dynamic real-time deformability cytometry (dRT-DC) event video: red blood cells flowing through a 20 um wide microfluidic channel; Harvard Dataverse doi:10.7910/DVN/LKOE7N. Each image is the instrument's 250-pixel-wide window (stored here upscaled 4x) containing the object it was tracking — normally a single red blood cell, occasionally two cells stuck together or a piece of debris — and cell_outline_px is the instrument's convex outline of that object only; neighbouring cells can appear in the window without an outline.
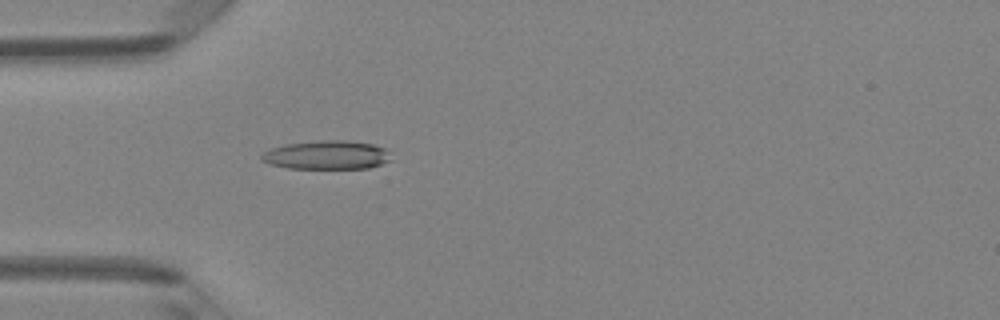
{"species": "Egyptian fruit bat (a non-hibernating species)", "species_latin": "Rousettus aegyptiacus", "temperature_condition": "room temperature", "stored_images_in_passage": 48, "camera_frame_rate_fps": 3000, "um_per_image_px": 0.085, "animal": {"sex": "female"}, "frame": {"image": 1, "passage_image": 15, "time_ms": 4.667, "image_size_px": [1000, 320], "cell_outline_px": [[392, 160], [368, 168], [288, 168], [268, 164], [260, 160], [260, 156], [264, 152], [272, 148], [288, 144], [320, 140], [344, 140], [372, 144], [388, 148]], "centroid_in_image_um": [27.8, 13.17], "position_along_channel_um": 57.2, "area_um2": 21.73}}
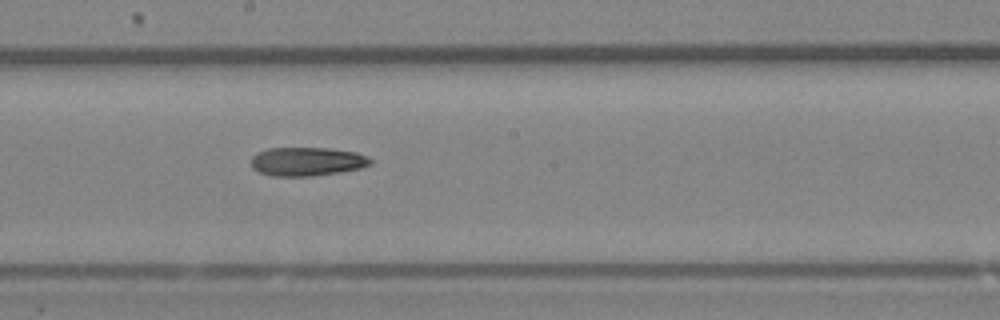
{"frame": {"image": 2, "passage_image": 27, "time_ms": 8.667, "image_size_px": [1000, 320], "cell_outline_px": [[372, 164], [360, 168], [340, 172], [312, 176], [272, 176], [260, 172], [252, 168], [252, 156], [256, 152], [268, 148], [328, 148], [356, 152], [368, 156], [372, 160]], "centroid_in_image_um": [26.1, 13.72], "position_along_channel_um": 222.1, "area_um2": 20.06}}
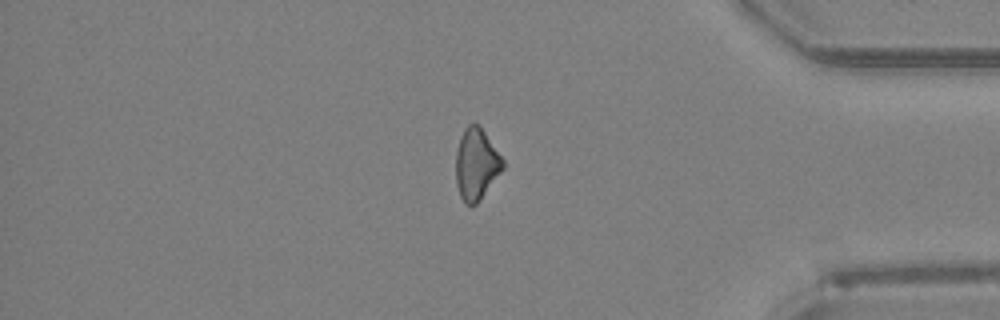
{"frame": {"image": 3, "passage_image": 41, "time_ms": 13.333, "image_size_px": [1000, 320], "cell_outline_px": [[504, 168], [480, 200], [476, 204], [468, 204], [460, 196], [456, 184], [456, 152], [460, 136], [464, 128], [468, 124], [480, 124], [504, 160]], "centroid_in_image_um": [40.49, 13.91], "position_along_channel_um": 394.7, "area_um2": 19.59}}